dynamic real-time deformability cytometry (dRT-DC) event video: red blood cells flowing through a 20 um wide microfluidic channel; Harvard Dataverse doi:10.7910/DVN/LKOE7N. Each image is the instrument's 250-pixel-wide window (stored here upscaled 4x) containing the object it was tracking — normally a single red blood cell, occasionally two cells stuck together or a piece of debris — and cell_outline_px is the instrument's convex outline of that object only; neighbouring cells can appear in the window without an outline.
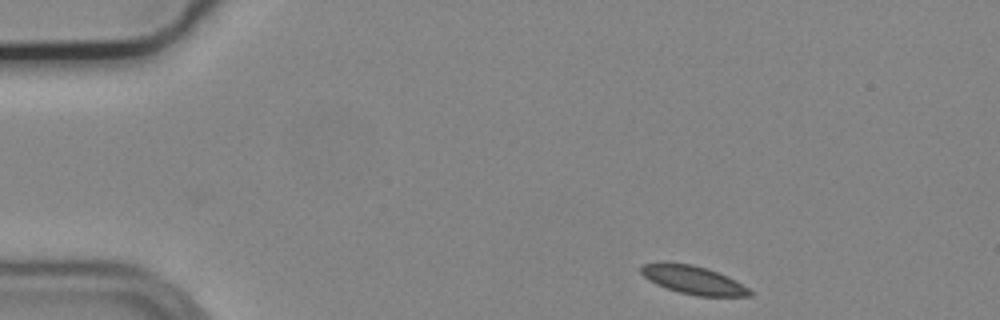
{"species": "common noctule bat (a hibernating species)", "species_latin": "Nyctalus noctula", "temperature_condition": "cold", "stored_images_in_passage": 43, "camera_frame_rate_fps": 3000, "um_per_image_px": 0.085, "animal": {"sex": "male", "body_mass_g": 19.2, "forearm_length_mm": 51.8}, "frame": {"image": 1, "passage_image": 1, "time_ms": 0.0, "image_size_px": [1000, 320], "cell_outline_px": [[752, 296], [696, 296], [680, 292], [656, 284], [648, 280], [640, 272], [640, 264], [692, 264], [728, 276], [736, 280], [748, 288], [752, 292]], "centroid_in_image_um": [58.96, 23.82], "position_along_channel_um": 26.0, "area_um2": 17.46}}
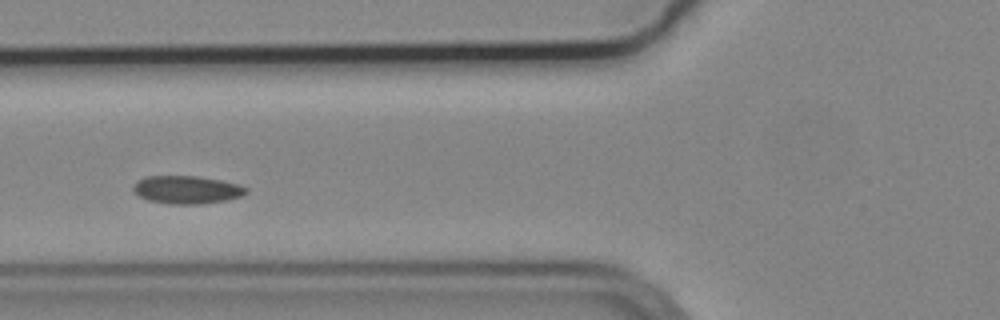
{"frame": {"image": 2, "passage_image": 14, "time_ms": 4.333, "image_size_px": [1000, 320], "cell_outline_px": [[248, 192], [240, 196], [224, 200], [200, 204], [168, 204], [148, 200], [140, 196], [132, 188], [132, 184], [136, 180], [144, 176], [200, 176], [240, 184], [248, 188]], "centroid_in_image_um": [15.86, 16.11], "position_along_channel_um": 109.9, "area_um2": 18.5}}
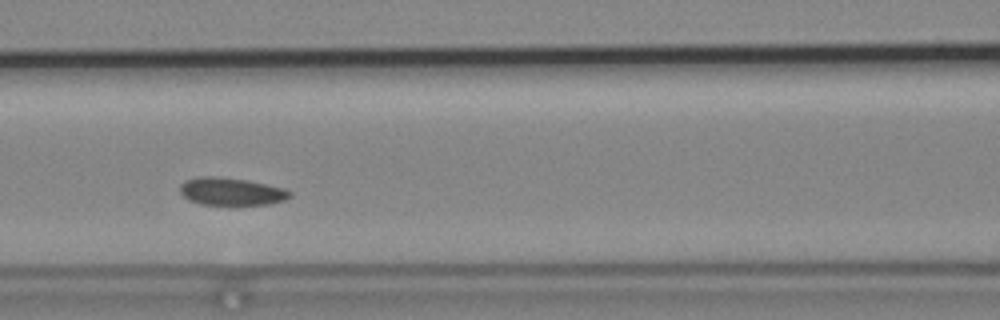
{"frame": {"image": 3, "passage_image": 17, "time_ms": 5.333, "image_size_px": [1000, 320], "cell_outline_px": [[292, 196], [284, 200], [268, 204], [236, 208], [200, 204], [188, 200], [180, 192], [180, 184], [184, 180], [200, 176], [216, 176], [244, 180], [284, 188], [292, 192]], "centroid_in_image_um": [19.64, 16.33], "position_along_channel_um": 147.0, "area_um2": 18.5}, "authors_computed_cell_mechanics": {"area_um2": 18.0336, "velocity_mm_per_s": 3.6596, "shape_relaxation_time_tau1_ms": 1.8154, "shape_relaxation_time_tau2_ms": null, "deformation_change_tau1": 0.0548, "deformation_change_tau2": null}}